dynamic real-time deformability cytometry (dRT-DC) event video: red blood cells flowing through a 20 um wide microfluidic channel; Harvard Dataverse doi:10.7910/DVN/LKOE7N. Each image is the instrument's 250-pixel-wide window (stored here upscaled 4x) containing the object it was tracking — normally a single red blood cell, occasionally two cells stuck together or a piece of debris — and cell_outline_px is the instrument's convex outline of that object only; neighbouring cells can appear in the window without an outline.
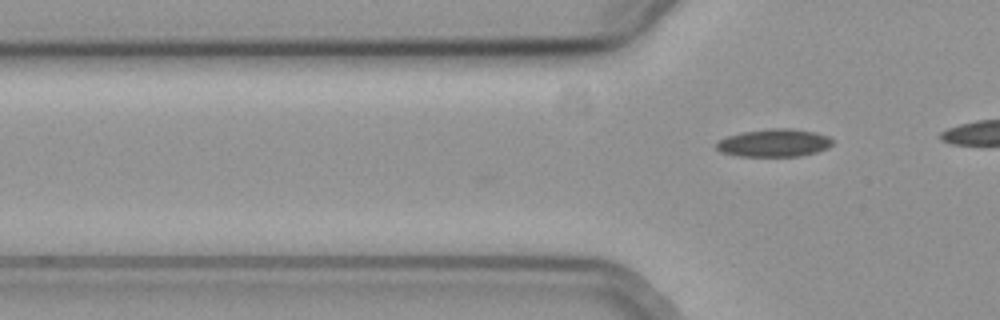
{"species": "common noctule bat (a hibernating species)", "species_latin": "Nyctalus noctula", "temperature_condition": "cold", "stored_images_in_passage": 3, "camera_frame_rate_fps": 3000, "um_per_image_px": 0.085, "animal": {"sex": "female", "body_mass_g": 19.3, "forearm_length_mm": 54.1}, "frame": {"image": 1, "passage_image": 3, "time_ms": 0.667, "image_size_px": [1000, 320], "cell_outline_px": [[832, 144], [828, 148], [816, 152], [800, 156], [736, 156], [720, 152], [716, 148], [716, 144], [720, 140], [728, 136], [744, 132], [772, 128], [788, 128], [812, 132], [828, 136], [832, 140]], "centroid_in_image_um": [65.79, 12.16], "position_along_channel_um": 60.0, "area_um2": 18.61}}